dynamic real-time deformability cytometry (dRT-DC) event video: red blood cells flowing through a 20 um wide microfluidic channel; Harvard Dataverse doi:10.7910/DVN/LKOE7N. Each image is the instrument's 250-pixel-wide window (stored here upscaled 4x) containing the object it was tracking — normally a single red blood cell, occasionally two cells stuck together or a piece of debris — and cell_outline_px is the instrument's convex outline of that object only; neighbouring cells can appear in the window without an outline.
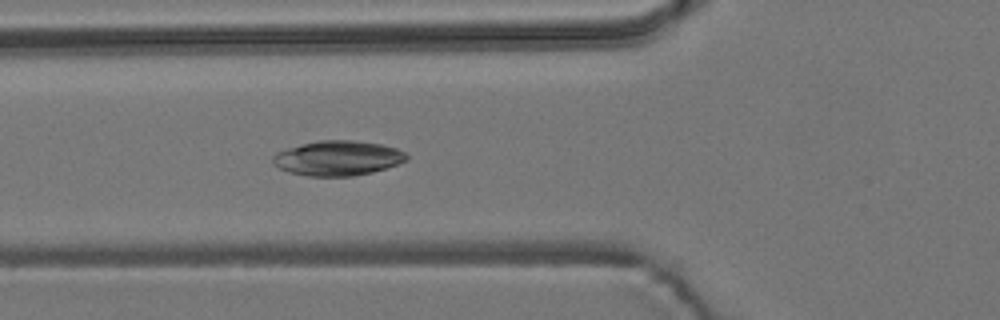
{"species": "common noctule bat (a hibernating species)", "species_latin": "Nyctalus noctula", "temperature_condition": "room temperature", "stored_images_in_passage": 6, "camera_frame_rate_fps": 3000, "um_per_image_px": 0.085, "animal": {"sex": "male", "body_mass_g": 19.2, "forearm_length_mm": 51.8}, "frame": {"image": 1, "passage_image": 6, "time_ms": 6.0, "image_size_px": [1000, 320], "cell_outline_px": [[408, 160], [372, 172], [352, 176], [308, 176], [288, 172], [272, 164], [272, 156], [276, 152], [300, 144], [320, 140], [352, 140], [380, 144], [396, 148], [404, 152], [408, 156]], "centroid_in_image_um": [28.67, 13.44], "position_along_channel_um": 97.1, "area_um2": 27.11}}